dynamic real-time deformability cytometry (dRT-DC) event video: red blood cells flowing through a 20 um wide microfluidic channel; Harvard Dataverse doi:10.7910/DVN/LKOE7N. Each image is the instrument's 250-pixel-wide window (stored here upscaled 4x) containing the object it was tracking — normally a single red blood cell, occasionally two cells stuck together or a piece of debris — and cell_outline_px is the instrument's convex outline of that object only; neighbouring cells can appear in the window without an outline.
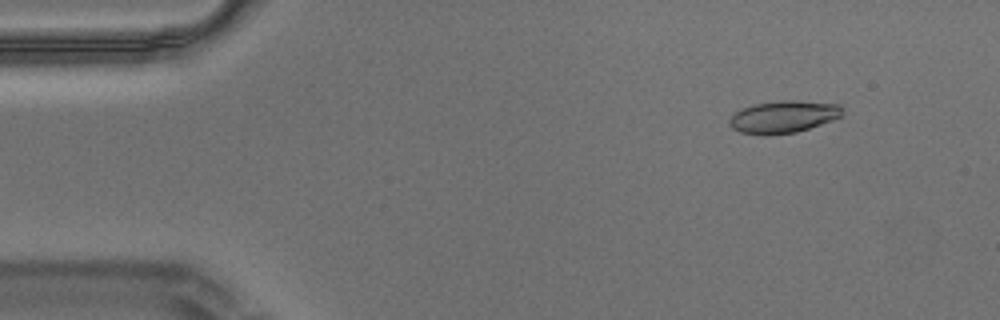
{"species": "Egyptian fruit bat (a non-hibernating species)", "species_latin": "Rousettus aegyptiacus", "temperature_condition": "warm", "stored_images_in_passage": 58, "camera_frame_rate_fps": 3000, "um_per_image_px": 0.085, "animal": {"sex": "male"}, "frame": {"image": 1, "passage_image": 6, "time_ms": 1.667, "image_size_px": [1000, 320], "cell_outline_px": [[844, 116], [796, 132], [764, 136], [740, 132], [732, 128], [728, 124], [728, 120], [740, 108], [756, 104], [780, 100], [800, 100], [840, 104], [844, 108]], "centroid_in_image_um": [66.61, 9.92], "position_along_channel_um": 18.4, "area_um2": 21.56}}
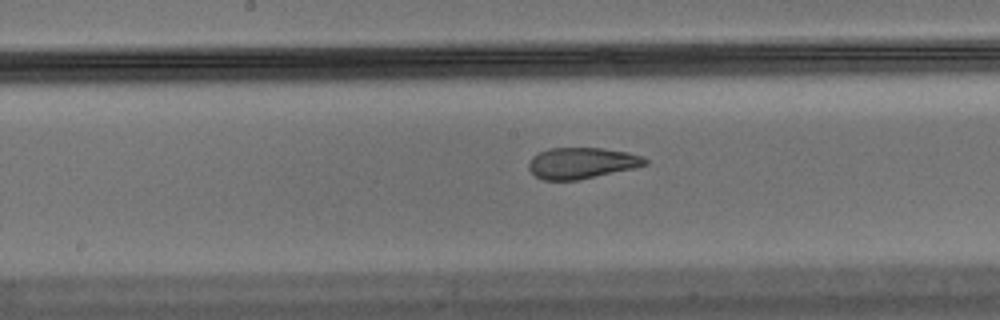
{"frame": {"image": 2, "passage_image": 29, "time_ms": 9.333, "image_size_px": [1000, 320], "cell_outline_px": [[648, 164], [636, 168], [576, 180], [544, 180], [536, 176], [528, 168], [528, 164], [532, 156], [548, 148], [604, 148], [628, 152], [644, 156], [648, 160]], "centroid_in_image_um": [49.48, 13.85], "position_along_channel_um": 198.7, "area_um2": 21.21}}
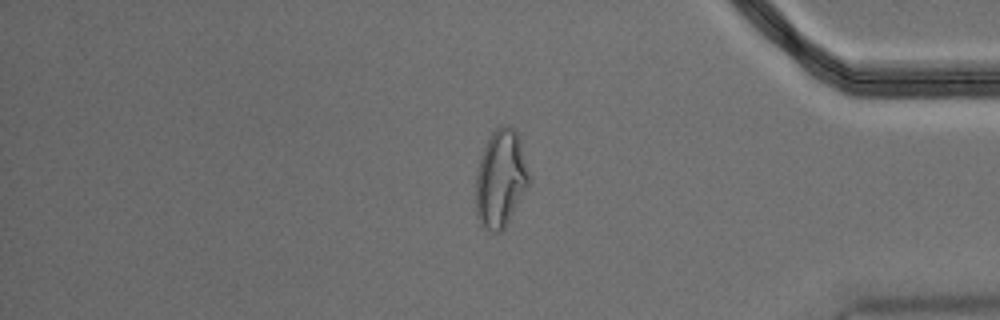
{"frame": {"image": 3, "passage_image": 48, "time_ms": 15.667, "image_size_px": [1000, 320], "cell_outline_px": [[532, 180], [504, 228], [500, 232], [492, 232], [480, 224], [476, 216], [476, 172], [480, 156], [492, 132], [496, 128], [504, 124], [508, 124], [516, 132], [520, 140]], "centroid_in_image_um": [42.56, 15.18], "position_along_channel_um": 392.6, "area_um2": 30.4}, "authors_computed_cell_mechanics": {"area_um2": 21.9062, "velocity_mm_per_s": 3.4846, "shape_relaxation_time_tau1_ms": null, "shape_relaxation_time_tau2_ms": 1.7132, "deformation_change_tau1": null, "deformation_change_tau2": 0.0732}}